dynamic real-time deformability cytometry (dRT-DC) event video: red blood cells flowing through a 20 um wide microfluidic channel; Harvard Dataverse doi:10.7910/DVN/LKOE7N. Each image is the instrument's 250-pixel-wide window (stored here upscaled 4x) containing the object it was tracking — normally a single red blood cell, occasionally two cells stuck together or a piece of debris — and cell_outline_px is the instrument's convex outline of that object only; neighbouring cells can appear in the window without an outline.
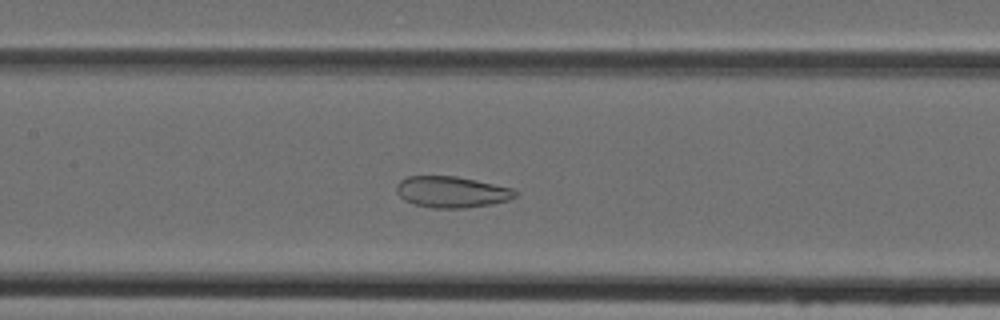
{"species": "Egyptian fruit bat (a non-hibernating species)", "species_latin": "Rousettus aegyptiacus", "temperature_condition": "cold", "stored_images_in_passage": 42, "camera_frame_rate_fps": 3000, "um_per_image_px": 0.085, "animal": {"sex": "female"}, "frame": {"image": 1, "passage_image": 17, "time_ms": 5.333, "image_size_px": [1000, 320], "cell_outline_px": [[520, 196], [508, 200], [492, 204], [464, 208], [432, 208], [412, 204], [404, 200], [396, 192], [396, 184], [400, 180], [408, 176], [456, 176], [476, 180], [512, 188], [520, 192]], "centroid_in_image_um": [38.41, 16.32], "position_along_channel_um": 169.0, "area_um2": 21.91}}
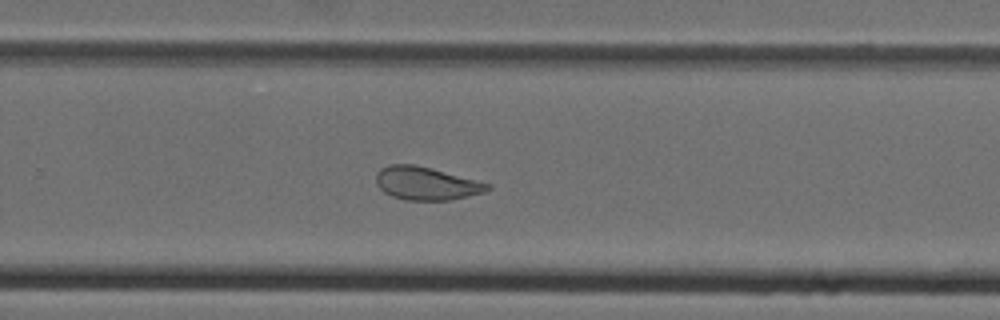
{"frame": {"image": 2, "passage_image": 26, "time_ms": 8.333, "image_size_px": [1000, 320], "cell_outline_px": [[492, 188], [484, 192], [448, 200], [404, 200], [392, 196], [384, 192], [376, 184], [376, 172], [380, 168], [388, 164], [412, 164], [432, 168], [488, 184]], "centroid_in_image_um": [36.15, 15.58], "position_along_channel_um": 293.6, "area_um2": 21.27}}
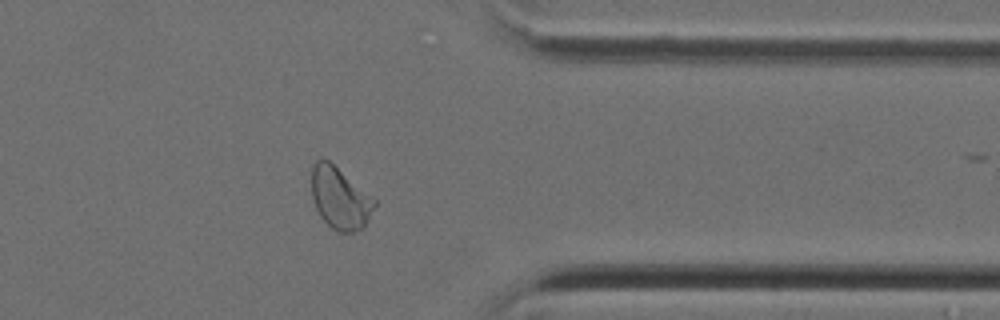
{"frame": {"image": 3, "passage_image": 33, "time_ms": 10.667, "image_size_px": [1000, 320], "cell_outline_px": [[376, 204], [364, 228], [352, 232], [340, 232], [332, 228], [320, 216], [316, 208], [312, 196], [312, 164], [316, 160], [328, 160], [376, 200]], "centroid_in_image_um": [28.89, 16.86], "position_along_channel_um": 382.5, "area_um2": 22.31}}